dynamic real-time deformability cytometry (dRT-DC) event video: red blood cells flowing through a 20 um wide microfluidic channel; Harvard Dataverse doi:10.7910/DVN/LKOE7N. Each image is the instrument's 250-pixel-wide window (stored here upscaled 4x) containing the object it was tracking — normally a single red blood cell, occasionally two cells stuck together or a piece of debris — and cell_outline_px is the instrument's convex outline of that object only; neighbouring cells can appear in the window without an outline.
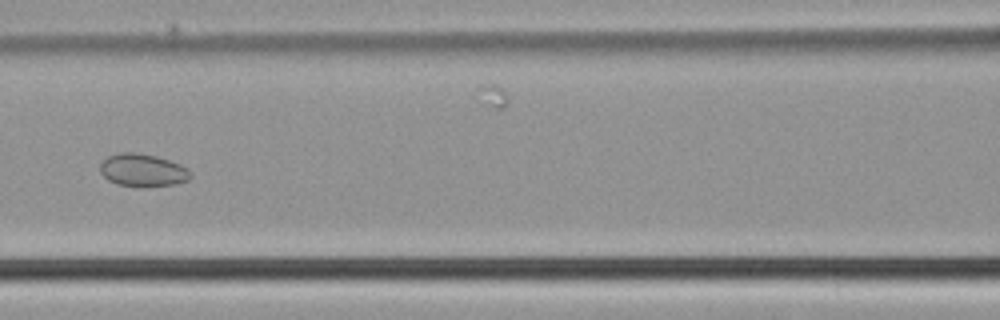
{"species": "common noctule bat (a hibernating species)", "species_latin": "Nyctalus noctula", "temperature_condition": "cold", "stored_images_in_passage": 51, "camera_frame_rate_fps": 3000, "um_per_image_px": 0.085, "animal": {"sex": "male", "body_mass_g": 21.5, "forearm_length_mm": 52.0}, "frame": {"image": 1, "passage_image": 24, "time_ms": 7.667, "image_size_px": [1000, 320], "cell_outline_px": [[192, 176], [188, 180], [176, 184], [140, 188], [116, 184], [108, 180], [100, 172], [100, 164], [108, 156], [120, 152], [136, 152], [156, 156], [180, 164], [188, 168], [192, 172]], "centroid_in_image_um": [12.15, 14.49], "position_along_channel_um": 154.5, "area_um2": 17.57}}
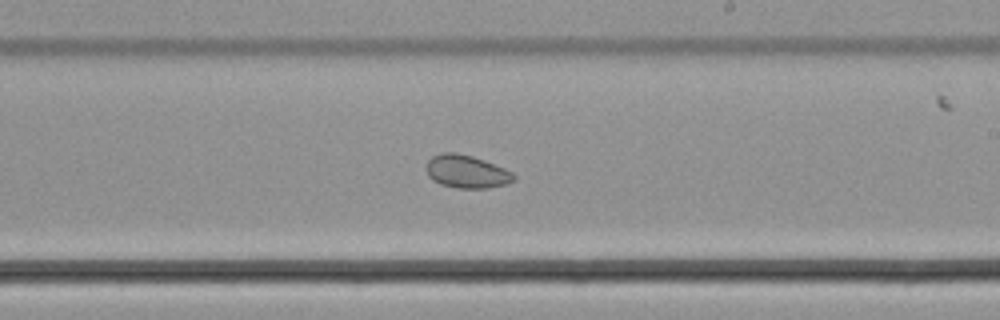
{"frame": {"image": 2, "passage_image": 31, "time_ms": 10.0, "image_size_px": [1000, 320], "cell_outline_px": [[516, 180], [504, 184], [488, 188], [456, 188], [440, 184], [432, 180], [428, 176], [424, 168], [428, 160], [432, 156], [444, 152], [456, 152], [472, 156], [484, 160], [504, 168], [512, 172], [516, 176]], "centroid_in_image_um": [39.63, 14.58], "position_along_channel_um": 249.4, "area_um2": 16.99}}
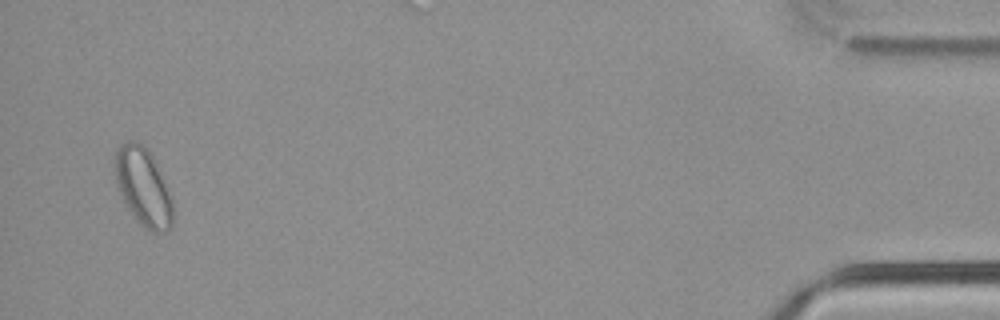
{"frame": {"image": 3, "passage_image": 50, "time_ms": 16.333, "image_size_px": [1000, 320], "cell_outline_px": [[172, 228], [168, 232], [152, 232], [144, 228], [136, 220], [128, 208], [116, 184], [116, 152], [120, 144], [128, 140], [136, 140], [144, 144], [148, 148], [168, 184], [172, 200]], "centroid_in_image_um": [12.21, 15.88], "position_along_channel_um": 423.0, "area_um2": 26.53}}